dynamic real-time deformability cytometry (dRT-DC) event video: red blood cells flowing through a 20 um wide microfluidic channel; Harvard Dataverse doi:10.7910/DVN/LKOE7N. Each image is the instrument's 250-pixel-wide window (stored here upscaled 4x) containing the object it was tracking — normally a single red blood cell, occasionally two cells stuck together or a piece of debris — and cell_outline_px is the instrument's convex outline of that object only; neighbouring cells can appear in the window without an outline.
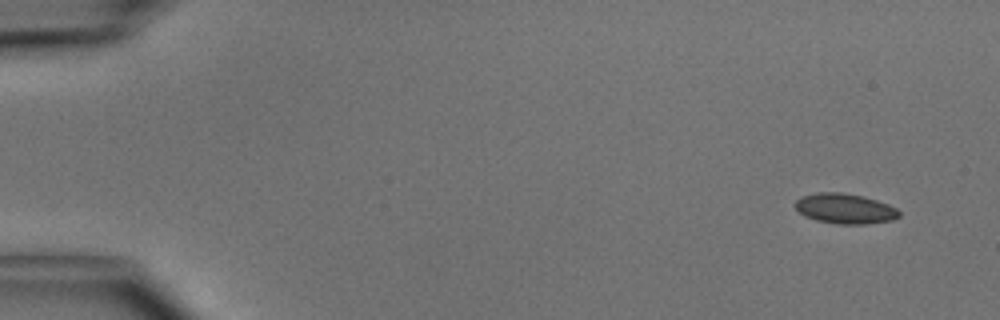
{"species": "common noctule bat (a hibernating species)", "species_latin": "Nyctalus noctula", "temperature_condition": "cold", "stored_images_in_passage": 49, "camera_frame_rate_fps": 3000, "um_per_image_px": 0.085, "animal": {"sex": "male", "body_mass_g": 15.6}, "frame": {"image": 1, "passage_image": 3, "time_ms": 0.667, "image_size_px": [1000, 320], "cell_outline_px": [[900, 216], [892, 220], [864, 224], [836, 224], [816, 220], [804, 216], [792, 204], [800, 196], [816, 192], [840, 192], [864, 196], [888, 204], [896, 208], [900, 212]], "centroid_in_image_um": [71.79, 17.72], "position_along_channel_um": 13.2, "area_um2": 18.44}}
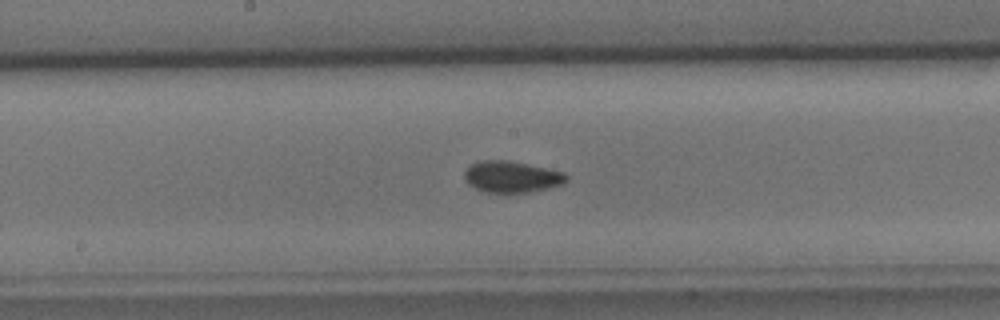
{"frame": {"image": 2, "passage_image": 26, "time_ms": 8.333, "image_size_px": [1000, 320], "cell_outline_px": [[568, 180], [560, 184], [544, 188], [524, 192], [488, 192], [476, 188], [468, 184], [464, 176], [464, 172], [472, 164], [484, 160], [504, 160], [564, 172], [568, 176]], "centroid_in_image_um": [43.46, 15.02], "position_along_channel_um": 204.7, "area_um2": 17.98}}
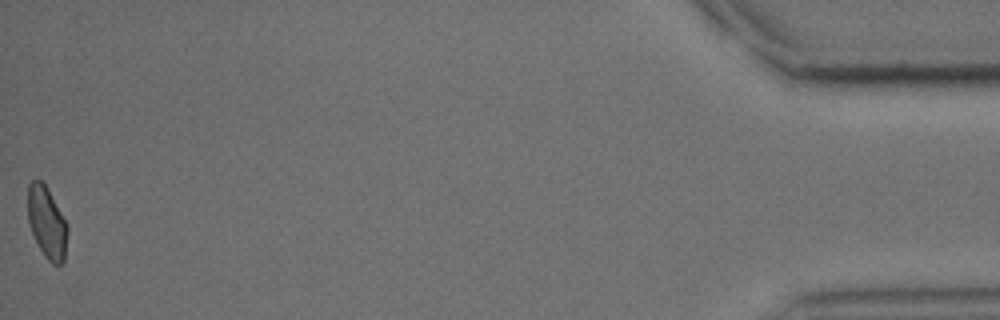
{"frame": {"image": 3, "passage_image": 49, "time_ms": 16.0, "image_size_px": [1000, 320], "cell_outline_px": [[68, 232], [64, 260], [60, 264], [52, 264], [44, 256], [32, 232], [28, 220], [28, 184], [32, 180], [40, 180], [48, 188], [68, 228]], "centroid_in_image_um": [3.98, 18.92], "position_along_channel_um": 431.2, "area_um2": 16.3}, "authors_computed_cell_mechanics": {"area_um2": 17.6868, "velocity_mm_per_s": 4.124, "shape_relaxation_time_tau1_ms": 6.2644, "shape_relaxation_time_tau2_ms": null, "deformation_change_tau1": 0.0805, "deformation_change_tau2": null}}